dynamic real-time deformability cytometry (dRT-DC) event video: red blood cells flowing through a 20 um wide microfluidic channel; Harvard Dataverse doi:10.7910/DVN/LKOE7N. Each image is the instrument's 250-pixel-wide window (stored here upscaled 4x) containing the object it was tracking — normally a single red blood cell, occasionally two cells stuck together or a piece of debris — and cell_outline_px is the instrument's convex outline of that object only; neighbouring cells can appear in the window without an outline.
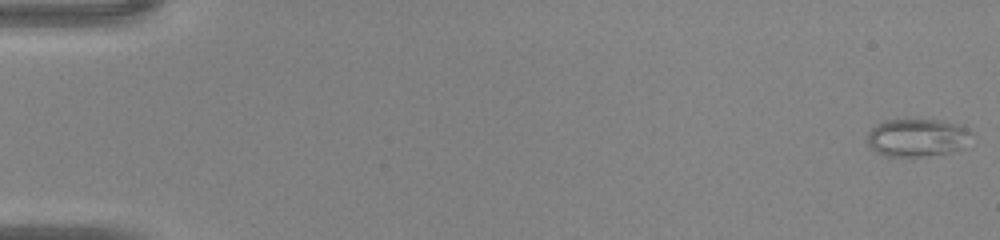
{"species": "common noctule bat (a hibernating species)", "species_latin": "Nyctalus noctula", "temperature_condition": "warm", "stored_images_in_passage": 46, "camera_frame_rate_fps": 3000, "um_per_image_px": 0.085, "animal": {"sex": "male", "body_mass_g": 20.0, "forearm_length_mm": 53.3}, "frame": {"image": 1, "passage_image": 1, "time_ms": 0.0, "image_size_px": [1000, 240], "cell_outline_px": [[972, 132], [964, 144], [960, 148], [948, 152], [924, 156], [884, 156], [876, 152], [868, 144], [868, 132], [876, 124], [884, 120], [940, 120], [956, 124]], "centroid_in_image_um": [77.89, 11.69], "position_along_channel_um": 7.1, "area_um2": 22.54}}
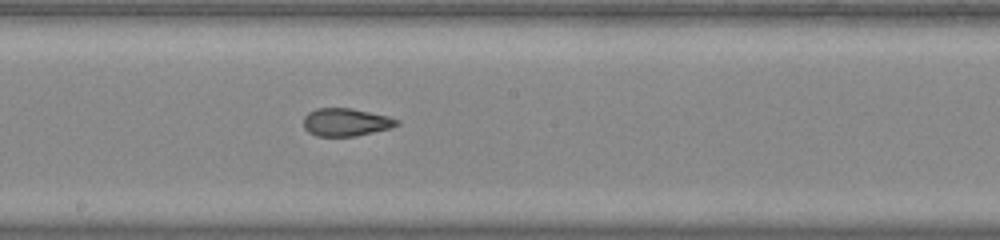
{"frame": {"image": 2, "passage_image": 26, "time_ms": 8.333, "image_size_px": [1000, 240], "cell_outline_px": [[400, 124], [388, 128], [356, 136], [316, 136], [308, 132], [304, 128], [304, 116], [308, 112], [316, 108], [352, 108], [388, 116], [400, 120]], "centroid_in_image_um": [29.38, 10.38], "position_along_channel_um": 218.8, "area_um2": 15.14}}
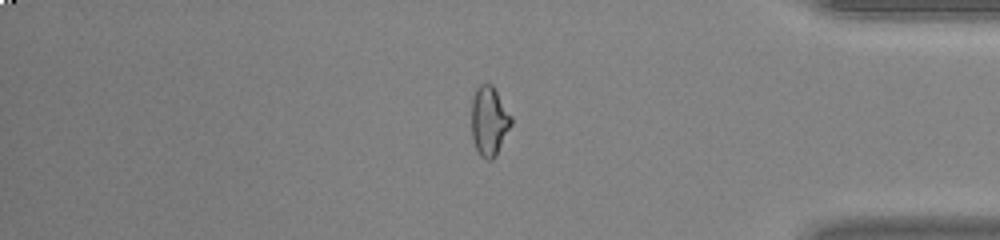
{"frame": {"image": 3, "passage_image": 39, "time_ms": 12.667, "image_size_px": [1000, 240], "cell_outline_px": [[512, 124], [496, 156], [492, 160], [488, 160], [480, 156], [476, 148], [472, 136], [472, 96], [476, 88], [480, 84], [492, 84], [512, 116]], "centroid_in_image_um": [41.58, 10.29], "position_along_channel_um": 393.6, "area_um2": 16.13}}